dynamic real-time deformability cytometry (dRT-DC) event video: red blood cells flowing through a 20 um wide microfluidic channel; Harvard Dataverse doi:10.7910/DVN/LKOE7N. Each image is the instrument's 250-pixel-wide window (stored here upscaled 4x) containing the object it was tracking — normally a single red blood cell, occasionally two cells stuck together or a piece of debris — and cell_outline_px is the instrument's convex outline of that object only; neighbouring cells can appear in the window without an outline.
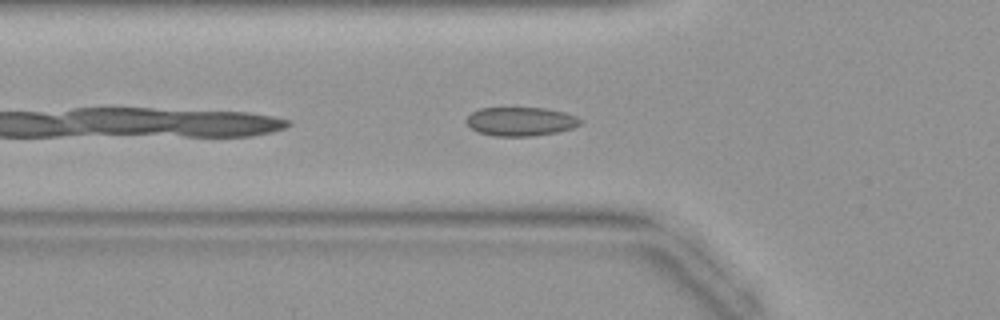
{"species": "common noctule bat (a hibernating species)", "species_latin": "Nyctalus noctula", "temperature_condition": "warm", "stored_images_in_passage": 13, "camera_frame_rate_fps": 3000, "um_per_image_px": 0.085, "animal": {"sex": "female", "body_mass_g": 19.9}, "frame": {"image": 1, "passage_image": 3, "time_ms": 0.667, "image_size_px": [1000, 320], "cell_outline_px": [[584, 120], [580, 124], [572, 128], [556, 132], [532, 136], [496, 136], [476, 132], [464, 120], [472, 112], [480, 108], [544, 108], [564, 112], [576, 116]], "centroid_in_image_um": [44.25, 10.32], "position_along_channel_um": 81.5, "area_um2": 19.13}}